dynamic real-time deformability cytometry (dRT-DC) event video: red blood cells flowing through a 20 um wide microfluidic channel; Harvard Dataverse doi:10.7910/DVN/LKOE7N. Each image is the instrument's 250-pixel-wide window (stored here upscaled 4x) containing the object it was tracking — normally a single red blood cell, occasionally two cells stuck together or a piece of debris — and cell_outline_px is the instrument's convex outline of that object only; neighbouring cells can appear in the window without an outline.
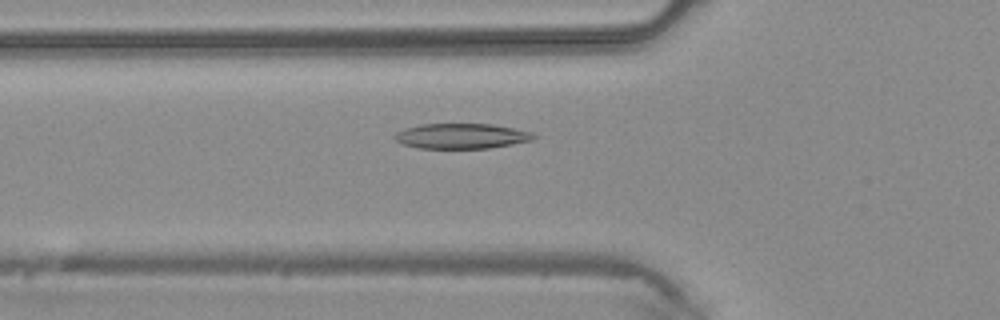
{"species": "common noctule bat (a hibernating species)", "species_latin": "Nyctalus noctula", "temperature_condition": "warm", "stored_images_in_passage": 44, "camera_frame_rate_fps": 3000, "um_per_image_px": 0.085, "animal": {"sex": "male", "body_mass_g": 20.4}, "frame": {"image": 1, "passage_image": 16, "time_ms": 5.0, "image_size_px": [1000, 320], "cell_outline_px": [[536, 136], [532, 140], [512, 144], [488, 148], [420, 148], [404, 144], [396, 140], [392, 136], [396, 132], [404, 128], [420, 124], [492, 124], [532, 132]], "centroid_in_image_um": [39.2, 11.56], "position_along_channel_um": 86.6, "area_um2": 20.29}}
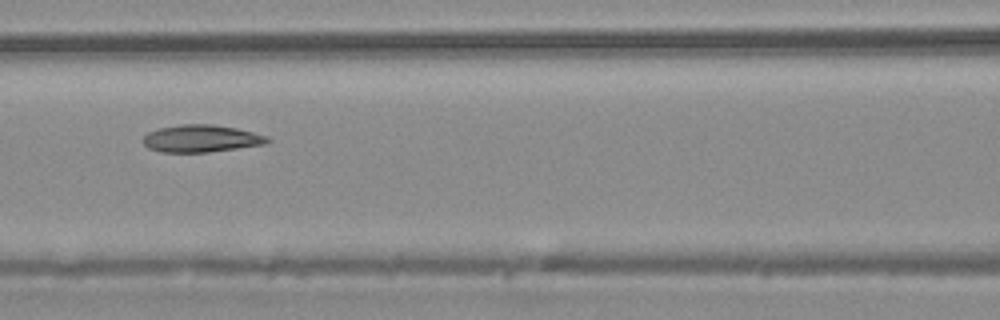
{"frame": {"image": 2, "passage_image": 20, "time_ms": 6.333, "image_size_px": [1000, 320], "cell_outline_px": [[272, 140], [264, 144], [208, 152], [160, 152], [148, 148], [140, 140], [148, 132], [160, 128], [180, 124], [212, 124], [236, 128], [268, 136]], "centroid_in_image_um": [17.07, 11.77], "position_along_channel_um": 149.5, "area_um2": 19.77}}
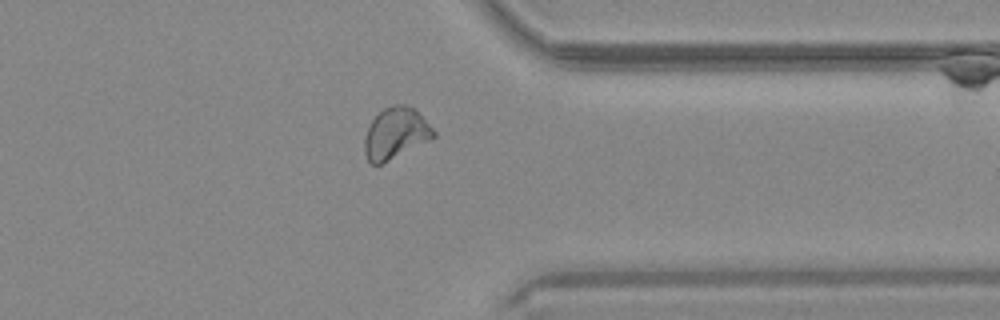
{"frame": {"image": 3, "passage_image": 35, "time_ms": 11.333, "image_size_px": [1000, 320], "cell_outline_px": [[436, 136], [380, 164], [372, 164], [368, 160], [364, 152], [364, 140], [368, 128], [372, 120], [384, 108], [392, 104], [408, 104], [416, 108], [436, 132]], "centroid_in_image_um": [33.64, 11.29], "position_along_channel_um": 377.8, "area_um2": 20.4}}